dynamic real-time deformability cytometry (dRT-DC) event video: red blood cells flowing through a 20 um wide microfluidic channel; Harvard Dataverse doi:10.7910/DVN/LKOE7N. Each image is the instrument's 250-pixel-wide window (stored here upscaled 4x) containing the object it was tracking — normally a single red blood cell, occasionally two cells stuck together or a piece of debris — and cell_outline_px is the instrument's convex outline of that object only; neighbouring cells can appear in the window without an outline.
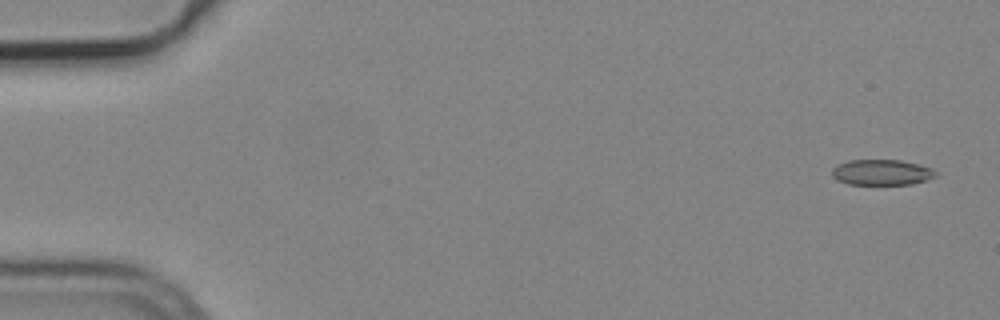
{"species": "common noctule bat (a hibernating species)", "species_latin": "Nyctalus noctula", "temperature_condition": "cold", "stored_images_in_passage": 5, "camera_frame_rate_fps": 3000, "um_per_image_px": 0.085, "animal": {"sex": "male", "body_mass_g": 19.2, "forearm_length_mm": 51.8}, "frame": {"image": 1, "passage_image": 1, "time_ms": 0.0, "image_size_px": [1000, 320], "cell_outline_px": [[936, 176], [928, 180], [912, 184], [848, 184], [836, 180], [832, 176], [832, 168], [836, 164], [848, 160], [900, 160], [920, 164], [932, 168], [936, 172]], "centroid_in_image_um": [74.93, 14.64], "position_along_channel_um": 10.1, "area_um2": 15.66}}
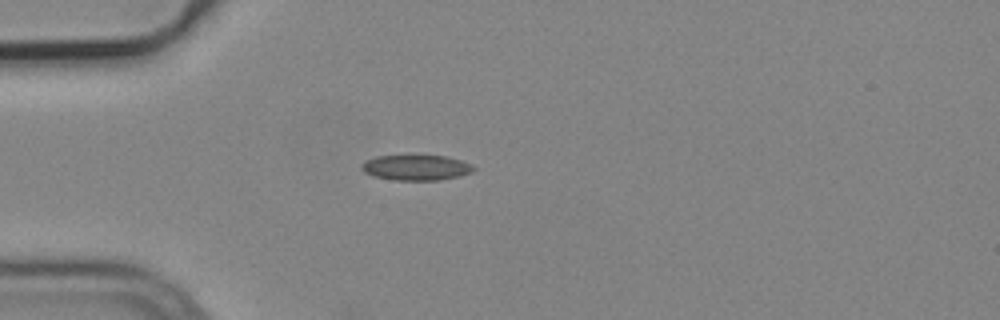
{"frame": {"image": 2, "passage_image": 5, "time_ms": 1.333, "image_size_px": [1000, 320], "cell_outline_px": [[476, 168], [472, 172], [460, 176], [440, 180], [396, 180], [372, 176], [364, 172], [360, 168], [360, 164], [376, 156], [408, 152], [444, 156], [460, 160]], "centroid_in_image_um": [35.31, 14.19], "position_along_channel_um": 49.7, "area_um2": 17.4}}